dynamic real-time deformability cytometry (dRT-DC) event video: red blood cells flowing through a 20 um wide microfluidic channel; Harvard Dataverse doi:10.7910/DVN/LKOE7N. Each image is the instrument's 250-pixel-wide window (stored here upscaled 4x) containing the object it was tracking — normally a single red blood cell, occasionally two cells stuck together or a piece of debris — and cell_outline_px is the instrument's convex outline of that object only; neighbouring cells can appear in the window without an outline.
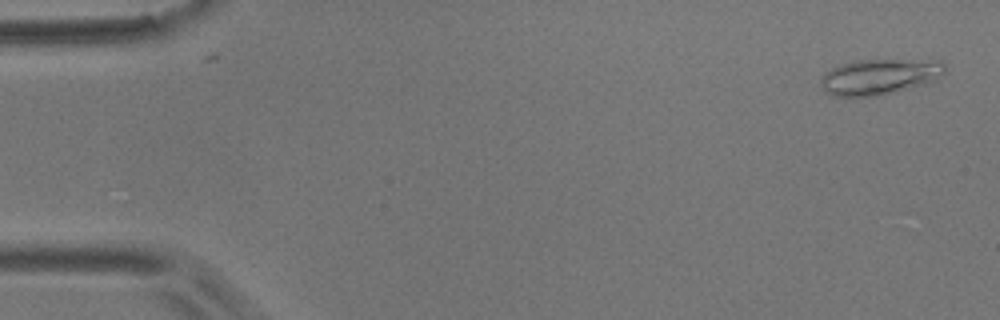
{"species": "common noctule bat (a hibernating species)", "species_latin": "Nyctalus noctula", "temperature_condition": "room temperature", "stored_images_in_passage": 5, "camera_frame_rate_fps": 3000, "um_per_image_px": 0.085, "animal": {"sex": "male", "body_mass_g": 17.9}, "frame": {"image": 1, "passage_image": 1, "time_ms": 0.0, "image_size_px": [1000, 320], "cell_outline_px": [[944, 72], [936, 80], [924, 84], [896, 92], [876, 96], [832, 96], [820, 84], [820, 80], [824, 72], [840, 64], [856, 60], [944, 60]], "centroid_in_image_um": [74.76, 6.51], "position_along_channel_um": 10.2, "area_um2": 25.84}}